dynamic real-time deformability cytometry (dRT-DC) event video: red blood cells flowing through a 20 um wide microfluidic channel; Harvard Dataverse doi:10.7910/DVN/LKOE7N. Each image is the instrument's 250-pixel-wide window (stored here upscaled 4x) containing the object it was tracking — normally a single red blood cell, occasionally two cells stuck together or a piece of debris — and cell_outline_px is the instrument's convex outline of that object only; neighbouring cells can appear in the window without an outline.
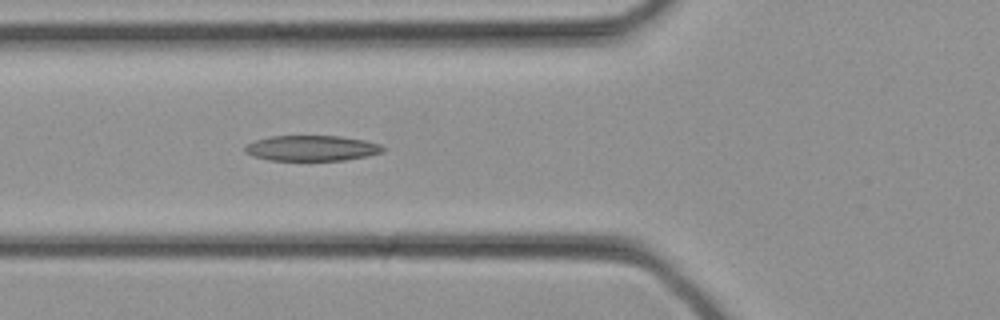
{"species": "common noctule bat (a hibernating species)", "species_latin": "Nyctalus noctula", "temperature_condition": "cold", "stored_images_in_passage": 12, "camera_frame_rate_fps": 3000, "um_per_image_px": 0.085, "animal": {"sex": "female", "body_mass_g": 21.9}, "frame": {"image": 1, "passage_image": 12, "time_ms": 3.667, "image_size_px": [1000, 320], "cell_outline_px": [[384, 152], [368, 156], [344, 160], [268, 160], [252, 156], [244, 152], [244, 148], [248, 144], [256, 140], [272, 136], [340, 136], [364, 140], [380, 144], [384, 148]], "centroid_in_image_um": [26.5, 12.6], "position_along_channel_um": 99.3, "area_um2": 20.46}}